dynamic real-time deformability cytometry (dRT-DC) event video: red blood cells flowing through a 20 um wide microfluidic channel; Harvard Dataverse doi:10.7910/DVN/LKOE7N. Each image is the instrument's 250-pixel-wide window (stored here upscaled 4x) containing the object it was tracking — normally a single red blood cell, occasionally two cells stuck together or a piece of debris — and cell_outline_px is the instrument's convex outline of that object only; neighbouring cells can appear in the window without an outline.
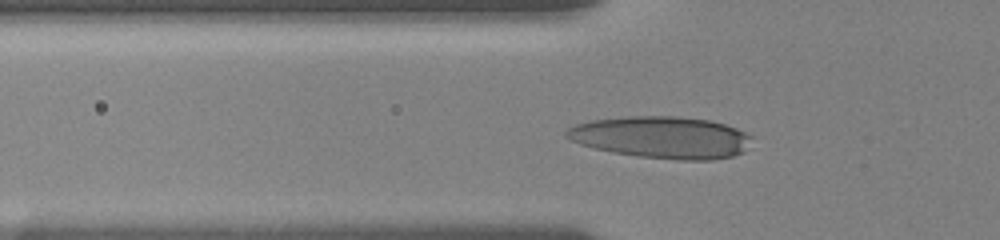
{"species": "human", "species_latin": "Homo sapiens", "temperature_condition": "room temperature", "stored_images_in_passage": 54, "camera_frame_rate_fps": 3000, "um_per_image_px": 0.085, "donor": {"sex": "female"}, "frame": {"image": 1, "passage_image": 20, "time_ms": 5.667, "image_size_px": [1000, 240], "cell_outline_px": [[752, 136], [744, 152], [732, 156], [712, 160], [680, 160], [640, 156], [612, 152], [580, 144], [564, 136], [564, 132], [568, 128], [576, 124], [592, 120], [624, 116], [676, 116], [712, 120], [736, 128]], "centroid_in_image_um": [56.24, 11.66], "position_along_channel_um": 69.6, "area_um2": 45.26}}
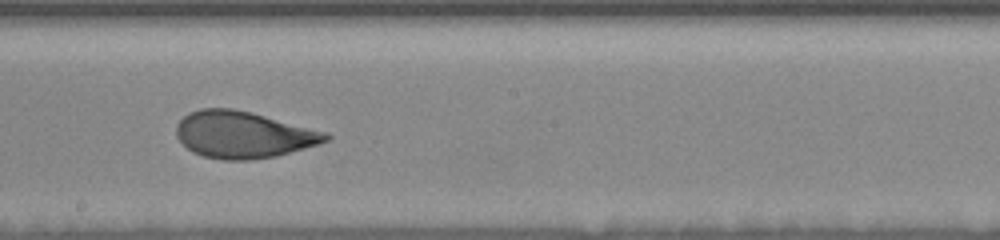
{"frame": {"image": 2, "passage_image": 33, "time_ms": 10.0, "image_size_px": [1000, 240], "cell_outline_px": [[332, 136], [328, 140], [316, 144], [276, 156], [252, 160], [224, 160], [204, 156], [192, 152], [176, 136], [176, 124], [188, 112], [200, 108], [232, 108], [328, 132]], "centroid_in_image_um": [20.64, 11.45], "position_along_channel_um": 227.6, "area_um2": 40.4}}
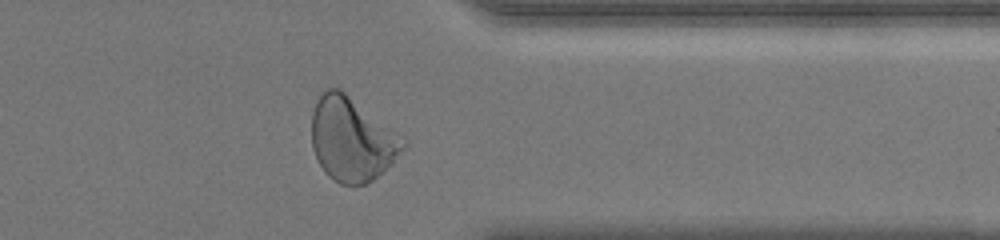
{"frame": {"image": 3, "passage_image": 46, "time_ms": 14.333, "image_size_px": [1000, 240], "cell_outline_px": [[408, 144], [392, 164], [368, 184], [340, 184], [332, 180], [324, 172], [312, 148], [312, 112], [316, 100], [324, 88], [340, 88], [408, 140]], "centroid_in_image_um": [29.92, 11.83], "position_along_channel_um": 381.5, "area_um2": 45.08}}